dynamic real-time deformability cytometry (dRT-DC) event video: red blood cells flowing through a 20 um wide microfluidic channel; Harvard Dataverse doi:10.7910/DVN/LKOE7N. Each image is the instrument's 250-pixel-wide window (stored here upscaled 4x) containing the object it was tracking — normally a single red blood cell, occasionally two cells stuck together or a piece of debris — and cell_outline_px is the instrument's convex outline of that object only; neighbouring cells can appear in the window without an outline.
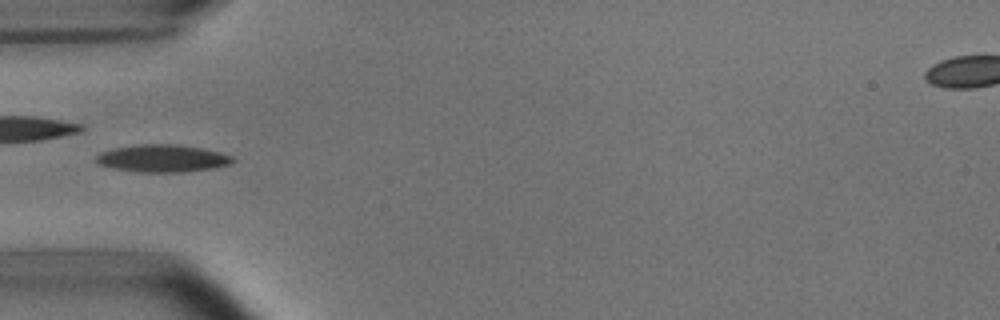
{"species": "common noctule bat (a hibernating species)", "species_latin": "Nyctalus noctula", "temperature_condition": "room temperature", "stored_images_in_passage": 5, "camera_frame_rate_fps": 3000, "um_per_image_px": 0.085, "animal": {"sex": "male", "body_mass_g": 15.6}, "frame": {"image": 1, "passage_image": 5, "time_ms": 5.333, "image_size_px": [1000, 320], "cell_outline_px": [[236, 160], [228, 164], [216, 168], [184, 172], [136, 172], [112, 168], [100, 164], [96, 160], [96, 156], [100, 152], [112, 148], [136, 144], [176, 144], [200, 148], [220, 152], [232, 156]], "centroid_in_image_um": [13.8, 13.46], "position_along_channel_um": 71.2, "area_um2": 21.96}}